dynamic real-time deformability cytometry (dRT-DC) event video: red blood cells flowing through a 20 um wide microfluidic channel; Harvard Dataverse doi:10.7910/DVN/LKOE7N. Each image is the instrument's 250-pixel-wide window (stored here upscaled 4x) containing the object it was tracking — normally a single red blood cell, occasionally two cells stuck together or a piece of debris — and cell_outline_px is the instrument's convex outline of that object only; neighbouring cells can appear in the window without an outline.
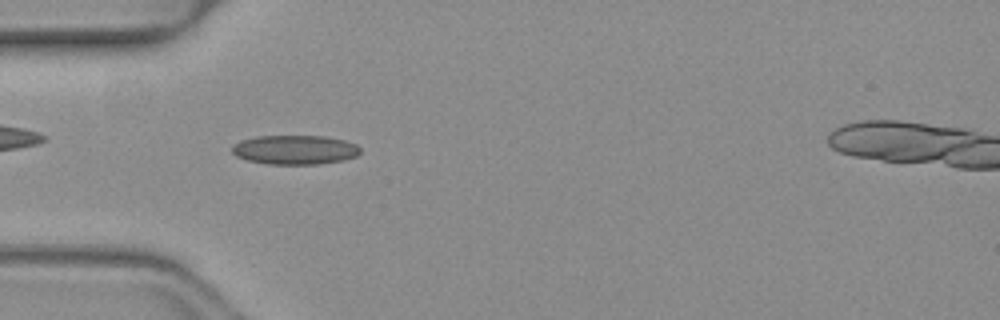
{"species": "common noctule bat (a hibernating species)", "species_latin": "Nyctalus noctula", "temperature_condition": "warm", "stored_images_in_passage": 51, "camera_frame_rate_fps": 3000, "um_per_image_px": 0.085, "animal": {"sex": "female", "body_mass_g": 19.3, "forearm_length_mm": 54.1}, "frame": {"image": 1, "passage_image": 15, "time_ms": 4.667, "image_size_px": [1000, 320], "cell_outline_px": [[360, 152], [356, 156], [344, 160], [320, 164], [268, 164], [248, 160], [236, 156], [232, 152], [232, 144], [240, 140], [256, 136], [324, 136], [344, 140], [356, 144], [360, 148]], "centroid_in_image_um": [25.05, 12.73], "position_along_channel_um": 59.9, "area_um2": 21.96}}
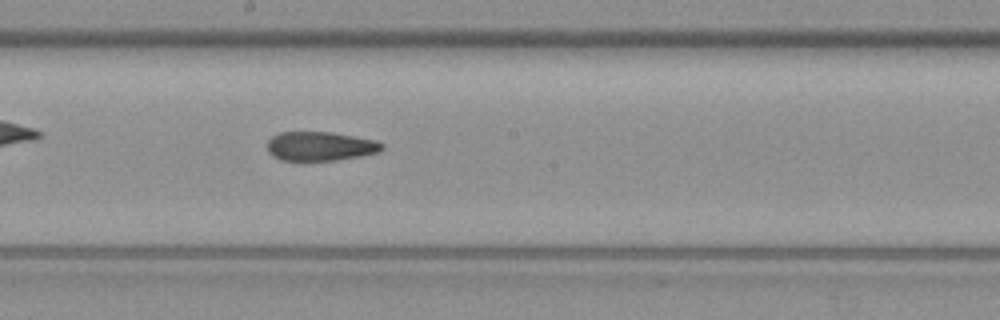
{"frame": {"image": 2, "passage_image": 27, "time_ms": 8.667, "image_size_px": [1000, 320], "cell_outline_px": [[384, 148], [380, 152], [360, 156], [336, 160], [280, 160], [272, 156], [268, 152], [268, 140], [272, 136], [280, 132], [332, 132], [376, 140], [384, 144]], "centroid_in_image_um": [27.23, 12.42], "position_along_channel_um": 221.0, "area_um2": 19.54}}
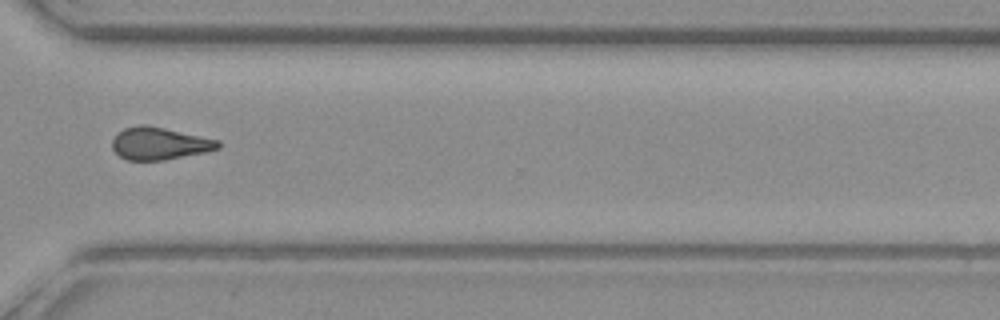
{"frame": {"image": 3, "passage_image": 37, "time_ms": 12.0, "image_size_px": [1000, 320], "cell_outline_px": [[220, 148], [204, 152], [164, 160], [128, 160], [120, 156], [112, 148], [112, 140], [124, 128], [140, 124], [144, 124], [164, 128], [220, 140]], "centroid_in_image_um": [13.56, 12.19], "position_along_channel_um": 357.0, "area_um2": 19.77}}